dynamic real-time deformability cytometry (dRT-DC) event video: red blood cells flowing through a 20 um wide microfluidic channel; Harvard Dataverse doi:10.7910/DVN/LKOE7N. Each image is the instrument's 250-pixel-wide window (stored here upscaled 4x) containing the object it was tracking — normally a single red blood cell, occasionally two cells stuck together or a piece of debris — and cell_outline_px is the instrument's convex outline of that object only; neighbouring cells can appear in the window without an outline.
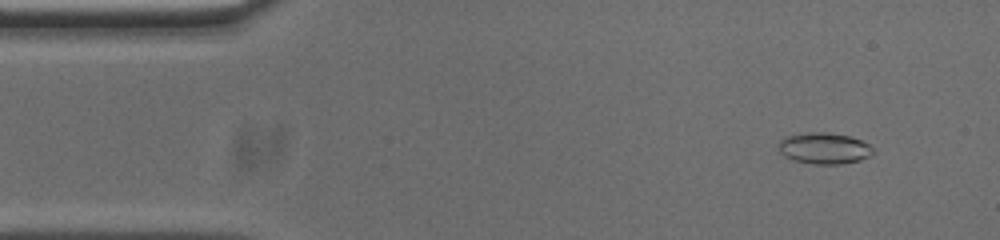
{"species": "common noctule bat (a hibernating species)", "species_latin": "Nyctalus noctula", "temperature_condition": "cold", "stored_images_in_passage": 53, "camera_frame_rate_fps": 3000, "um_per_image_px": 0.085, "animal": {"sex": "male", "body_mass_g": 20.0, "forearm_length_mm": 53.3}, "frame": {"image": 1, "passage_image": 4, "time_ms": 1.0, "image_size_px": [1000, 240], "cell_outline_px": [[872, 152], [868, 156], [860, 160], [840, 164], [816, 164], [792, 160], [784, 156], [780, 152], [776, 144], [784, 136], [808, 132], [824, 132], [848, 136], [860, 140], [868, 144], [872, 148]], "centroid_in_image_um": [69.98, 12.6], "position_along_channel_um": 15.0, "area_um2": 17.17}}
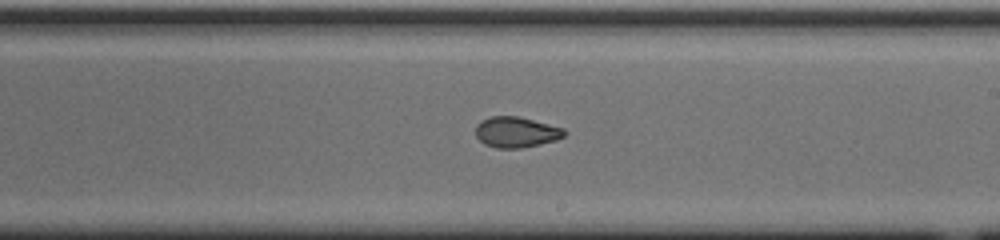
{"frame": {"image": 2, "passage_image": 29, "time_ms": 9.333, "image_size_px": [1000, 240], "cell_outline_px": [[568, 132], [564, 136], [556, 140], [540, 144], [520, 148], [496, 148], [484, 144], [476, 136], [476, 124], [480, 120], [492, 116], [520, 116], [564, 128]], "centroid_in_image_um": [43.88, 11.22], "position_along_channel_um": 245.1, "area_um2": 16.01}}
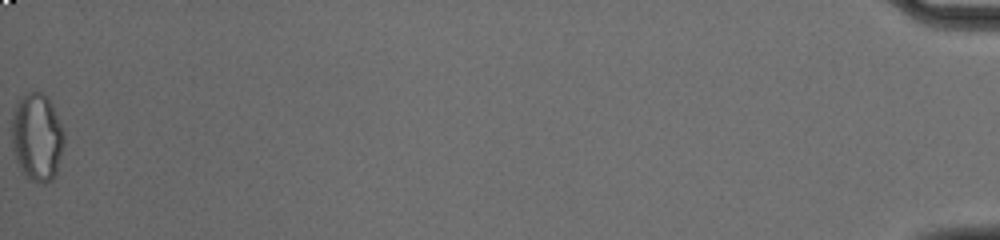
{"frame": {"image": 3, "passage_image": 53, "time_ms": 17.333, "image_size_px": [1000, 240], "cell_outline_px": [[64, 144], [56, 172], [52, 180], [44, 184], [40, 184], [28, 180], [24, 176], [16, 160], [12, 144], [12, 116], [16, 100], [28, 92], [40, 92], [48, 96], [52, 104], [64, 132]], "centroid_in_image_um": [3.14, 11.66], "position_along_channel_um": 432.1, "area_um2": 27.11}, "authors_computed_cell_mechanics": {"area_um2": 16.5308, "velocity_mm_per_s": 3.7621, "shape_relaxation_time_tau1_ms": 7.6394, "shape_relaxation_time_tau2_ms": 2.3708, "deformation_change_tau1": 0.1798, "deformation_change_tau2": 0.0685}}